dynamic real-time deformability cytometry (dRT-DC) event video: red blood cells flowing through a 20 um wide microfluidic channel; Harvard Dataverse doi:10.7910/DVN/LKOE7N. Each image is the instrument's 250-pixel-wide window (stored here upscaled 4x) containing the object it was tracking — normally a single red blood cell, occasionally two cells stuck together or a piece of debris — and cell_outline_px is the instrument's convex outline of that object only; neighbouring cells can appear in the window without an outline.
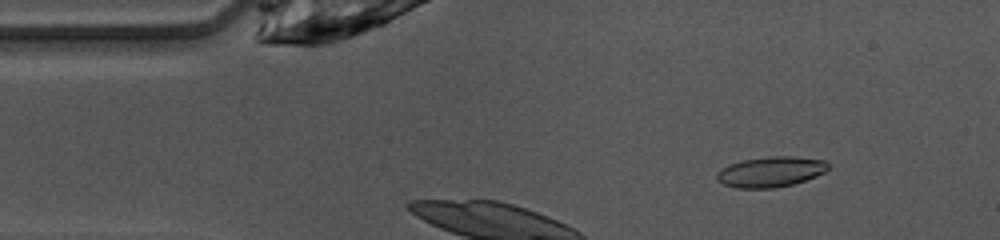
{"species": "common noctule bat (a hibernating species)", "species_latin": "Nyctalus noctula", "temperature_condition": "warm", "stored_images_in_passage": 48, "camera_frame_rate_fps": 3000, "um_per_image_px": 0.085, "animal": {"sex": "female", "body_mass_g": 10.0, "forearm_length_mm": 53.1}, "frame": {"image": 1, "passage_image": 5, "time_ms": 1.333, "image_size_px": [1000, 240], "cell_outline_px": [[828, 168], [824, 172], [816, 176], [792, 184], [772, 188], [736, 188], [724, 184], [716, 180], [716, 172], [720, 168], [744, 160], [768, 156], [792, 156], [824, 160], [828, 164]], "centroid_in_image_um": [65.47, 14.6], "position_along_channel_um": 19.5, "area_um2": 19.59}}
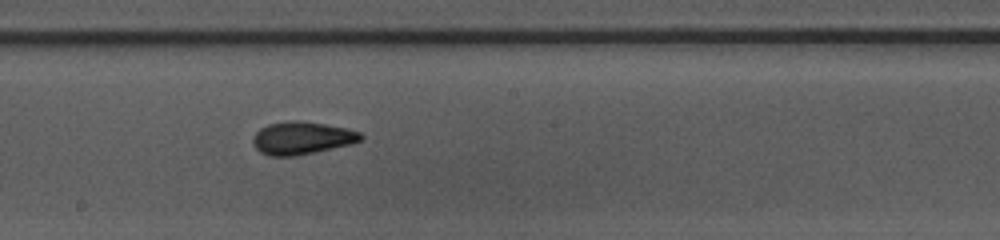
{"frame": {"image": 2, "passage_image": 24, "time_ms": 7.667, "image_size_px": [1000, 240], "cell_outline_px": [[364, 136], [360, 140], [352, 144], [296, 156], [268, 156], [260, 152], [252, 144], [252, 136], [260, 128], [268, 124], [296, 120], [324, 124], [348, 128], [360, 132]], "centroid_in_image_um": [25.64, 11.74], "position_along_channel_um": 222.6, "area_um2": 20.63}}
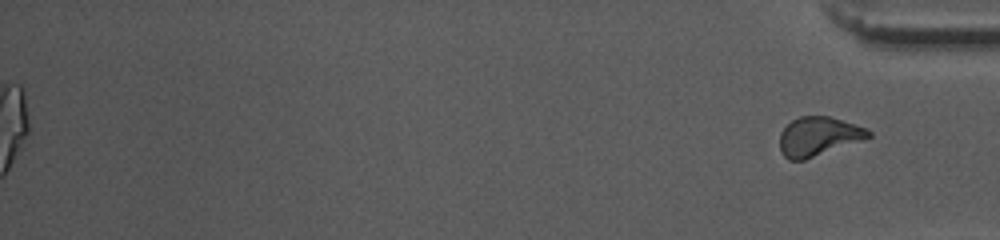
{"frame": {"image": 3, "passage_image": 48, "time_ms": 15.667, "image_size_px": [1000, 240], "cell_outline_px": [[872, 136], [864, 140], [804, 160], [788, 160], [784, 156], [780, 148], [780, 132], [792, 120], [800, 116], [828, 116], [844, 120], [868, 128], [872, 132]], "centroid_in_image_um": [69.61, 11.59], "position_along_channel_um": 365.6, "area_um2": 20.35}, "authors_computed_cell_mechanics": {"area_um2": 19.5942, "velocity_mm_per_s": 4.0919, "shape_relaxation_time_tau1_ms": 6.3222, "shape_relaxation_time_tau2_ms": 1.7423, "deformation_change_tau1": 0.2067, "deformation_change_tau2": 0.0915}}